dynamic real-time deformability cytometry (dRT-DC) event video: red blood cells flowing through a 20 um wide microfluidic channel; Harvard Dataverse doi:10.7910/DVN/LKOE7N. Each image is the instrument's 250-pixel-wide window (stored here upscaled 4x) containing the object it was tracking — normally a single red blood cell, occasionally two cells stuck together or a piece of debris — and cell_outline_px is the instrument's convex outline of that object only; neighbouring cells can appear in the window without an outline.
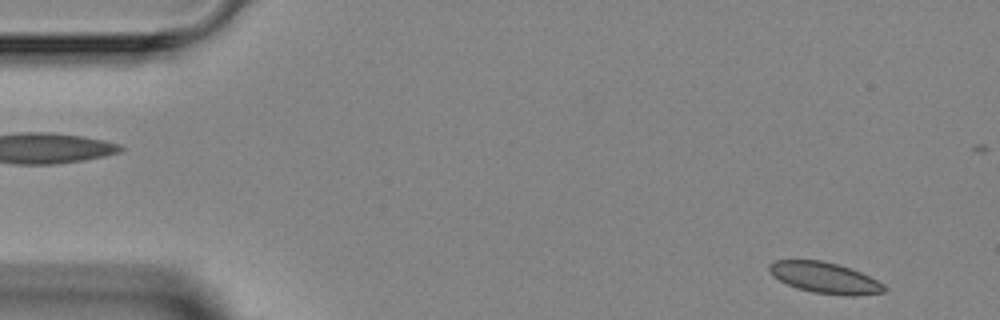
{"species": "Egyptian fruit bat (a non-hibernating species)", "species_latin": "Rousettus aegyptiacus", "temperature_condition": "room temperature", "stored_images_in_passage": 4, "camera_frame_rate_fps": 3000, "um_per_image_px": 0.085, "animal": {"sex": "female"}, "frame": {"image": 1, "passage_image": 4, "time_ms": 3.667, "image_size_px": [1000, 320], "cell_outline_px": [[888, 288], [884, 292], [856, 296], [848, 296], [812, 292], [796, 288], [780, 280], [768, 268], [768, 264], [776, 260], [820, 260], [836, 264], [860, 272], [884, 284]], "centroid_in_image_um": [70.14, 23.62], "position_along_channel_um": 14.9, "area_um2": 20.52}}